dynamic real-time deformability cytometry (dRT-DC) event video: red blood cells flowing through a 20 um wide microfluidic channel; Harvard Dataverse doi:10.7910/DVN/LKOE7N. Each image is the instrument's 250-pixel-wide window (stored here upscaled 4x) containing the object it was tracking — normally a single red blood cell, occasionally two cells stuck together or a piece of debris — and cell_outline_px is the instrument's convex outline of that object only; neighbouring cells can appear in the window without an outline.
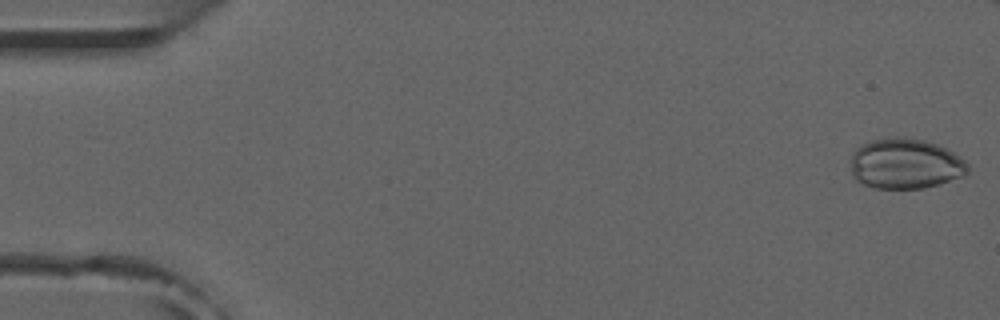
{"species": "common noctule bat (a hibernating species)", "species_latin": "Nyctalus noctula", "temperature_condition": "room temperature", "stored_images_in_passage": 47, "camera_frame_rate_fps": 3000, "um_per_image_px": 0.085, "animal": {"sex": "male", "forearm_length_mm": 52.5}, "frame": {"image": 1, "passage_image": 1, "time_ms": 0.0, "image_size_px": [1000, 320], "cell_outline_px": [[968, 172], [964, 176], [924, 188], [876, 188], [864, 184], [856, 180], [852, 176], [852, 152], [856, 148], [872, 140], [896, 136], [924, 140], [936, 144], [952, 152], [964, 160], [968, 164]], "centroid_in_image_um": [76.95, 13.92], "position_along_channel_um": 8.1, "area_um2": 34.16}}
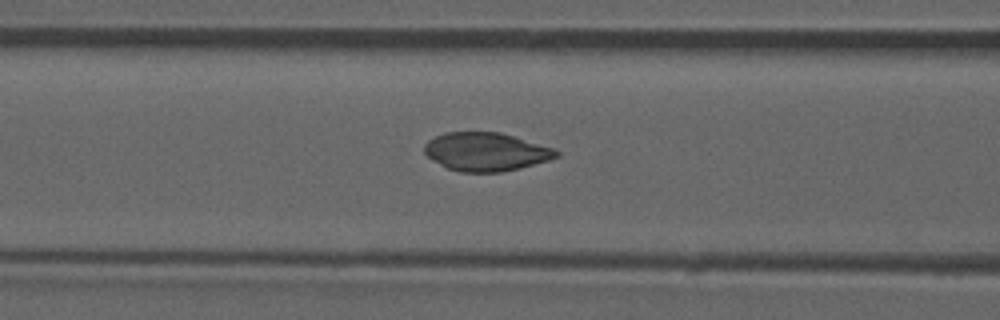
{"frame": {"image": 2, "passage_image": 21, "time_ms": 6.667, "image_size_px": [1000, 320], "cell_outline_px": [[560, 156], [548, 160], [520, 168], [500, 172], [460, 172], [448, 168], [432, 160], [424, 152], [424, 144], [428, 140], [444, 132], [500, 132], [556, 148], [560, 152]], "centroid_in_image_um": [41.33, 12.89], "position_along_channel_um": 125.3, "area_um2": 29.65}}